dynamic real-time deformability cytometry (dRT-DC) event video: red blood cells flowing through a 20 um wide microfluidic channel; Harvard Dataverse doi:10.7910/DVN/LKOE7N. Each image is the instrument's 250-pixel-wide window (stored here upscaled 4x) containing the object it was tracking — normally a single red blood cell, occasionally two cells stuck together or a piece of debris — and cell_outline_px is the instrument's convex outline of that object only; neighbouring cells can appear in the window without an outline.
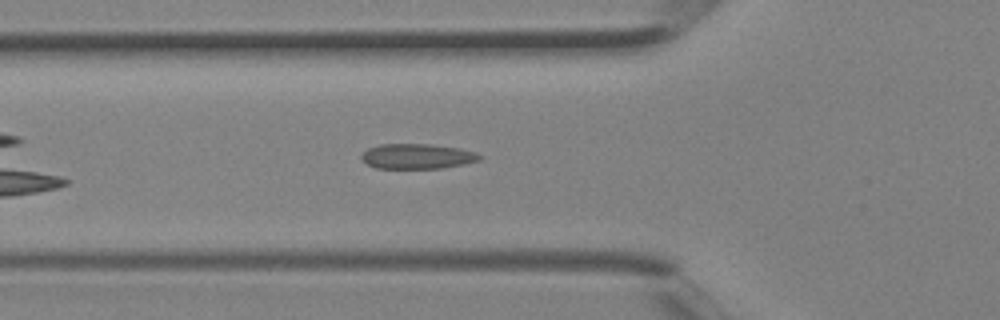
{"species": "Egyptian fruit bat (a non-hibernating species)", "species_latin": "Rousettus aegyptiacus", "temperature_condition": "room temperature", "stored_images_in_passage": 5, "camera_frame_rate_fps": 3000, "um_per_image_px": 0.085, "animal": {"sex": "female"}, "frame": {"image": 1, "passage_image": 5, "time_ms": 1.333, "image_size_px": [1000, 320], "cell_outline_px": [[480, 160], [464, 164], [440, 168], [376, 168], [368, 164], [360, 156], [368, 148], [380, 144], [432, 144], [460, 148], [476, 152], [480, 156]], "centroid_in_image_um": [35.47, 13.28], "position_along_channel_um": 90.3, "area_um2": 17.17}}